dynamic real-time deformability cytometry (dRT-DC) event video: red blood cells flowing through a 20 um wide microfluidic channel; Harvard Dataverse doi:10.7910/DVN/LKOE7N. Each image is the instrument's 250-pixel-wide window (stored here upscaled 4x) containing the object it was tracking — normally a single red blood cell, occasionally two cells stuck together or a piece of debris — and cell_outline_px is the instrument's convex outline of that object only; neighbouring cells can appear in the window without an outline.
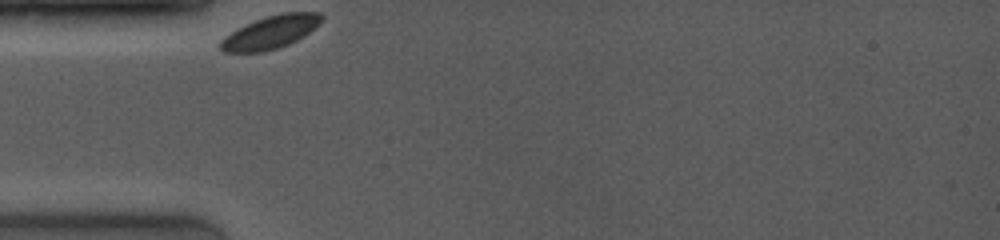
{"species": "common noctule bat (a hibernating species)", "species_latin": "Nyctalus noctula", "temperature_condition": "room temperature", "stored_images_in_passage": 8, "camera_frame_rate_fps": 4000, "um_per_image_px": 0.085, "animal": {"sex": "female", "body_mass_g": 19.0, "forearm_length_mm": 53.3}, "frame": {"image": 1, "passage_image": 1, "time_ms": 0.0, "image_size_px": [1000, 240], "cell_outline_px": [[324, 20], [320, 24], [304, 36], [288, 44], [264, 52], [224, 52], [220, 48], [220, 40], [224, 36], [236, 28], [244, 24], [280, 12], [320, 12], [324, 16]], "centroid_in_image_um": [23.01, 2.72], "position_along_channel_um": 62.0, "area_um2": 19.59}}
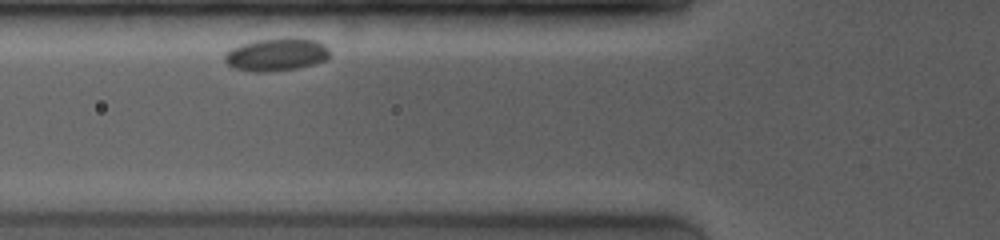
{"frame": {"image": 2, "passage_image": 4, "time_ms": 1.25, "image_size_px": [1000, 240], "cell_outline_px": [[328, 60], [296, 68], [268, 72], [256, 72], [232, 68], [224, 60], [224, 56], [232, 48], [240, 44], [260, 40], [316, 40], [324, 44], [328, 48]], "centroid_in_image_um": [23.47, 4.68], "position_along_channel_um": 102.3, "area_um2": 19.36}}